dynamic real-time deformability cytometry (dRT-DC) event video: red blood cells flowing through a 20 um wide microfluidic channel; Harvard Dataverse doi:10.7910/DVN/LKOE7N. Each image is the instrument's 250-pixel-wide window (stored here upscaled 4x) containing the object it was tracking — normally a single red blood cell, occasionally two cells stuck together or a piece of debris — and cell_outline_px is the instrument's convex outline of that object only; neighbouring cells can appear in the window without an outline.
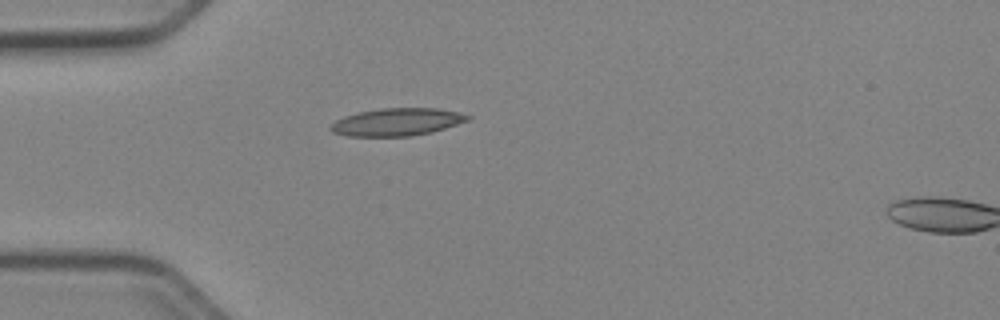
{"species": "Egyptian fruit bat (a non-hibernating species)", "species_latin": "Rousettus aegyptiacus", "temperature_condition": "cold", "stored_images_in_passage": 3, "camera_frame_rate_fps": 3000, "um_per_image_px": 0.085, "animal": {"sex": "female"}, "frame": {"image": 1, "passage_image": 1, "time_ms": 0.0, "image_size_px": [1000, 320], "cell_outline_px": [[472, 116], [468, 120], [432, 132], [412, 136], [348, 136], [332, 132], [328, 128], [336, 120], [344, 116], [360, 112], [380, 108], [440, 108]], "centroid_in_image_um": [33.72, 10.37], "position_along_channel_um": 51.3, "area_um2": 21.91}}